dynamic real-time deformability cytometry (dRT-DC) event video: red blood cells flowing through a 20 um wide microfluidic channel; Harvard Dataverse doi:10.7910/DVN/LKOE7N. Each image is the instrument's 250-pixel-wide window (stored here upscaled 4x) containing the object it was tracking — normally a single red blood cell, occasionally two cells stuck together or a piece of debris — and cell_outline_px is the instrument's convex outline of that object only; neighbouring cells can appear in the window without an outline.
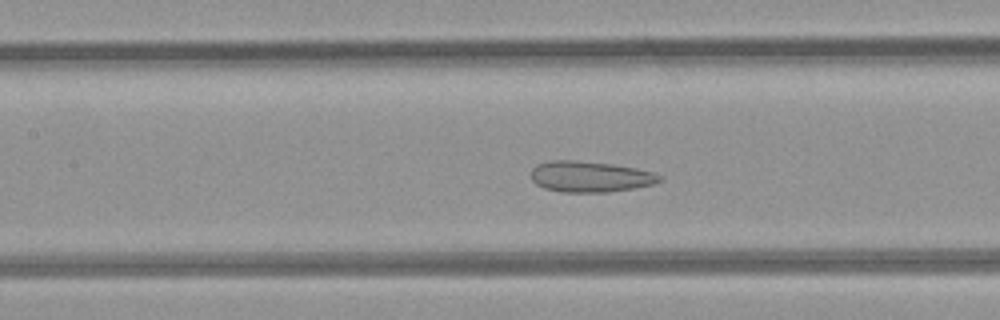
{"species": "common noctule bat (a hibernating species)", "species_latin": "Nyctalus noctula", "temperature_condition": "room temperature", "stored_images_in_passage": 30, "camera_frame_rate_fps": 3000, "um_per_image_px": 0.085, "animal": {"sex": "female", "body_mass_g": 21.9}, "frame": {"image": 1, "passage_image": 9, "time_ms": 2.667, "image_size_px": [1000, 320], "cell_outline_px": [[664, 180], [652, 184], [632, 188], [608, 192], [560, 192], [544, 188], [536, 184], [532, 180], [532, 168], [536, 164], [548, 160], [576, 160], [612, 164], [636, 168], [652, 172], [664, 176]], "centroid_in_image_um": [50.15, 15.01], "position_along_channel_um": 157.2, "area_um2": 23.29}}
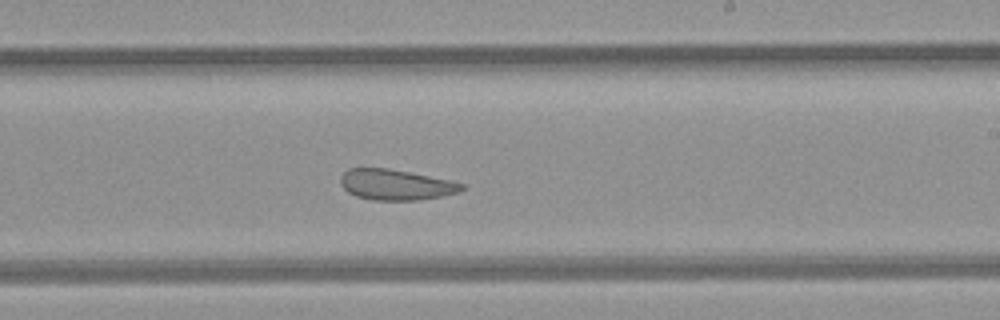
{"frame": {"image": 2, "passage_image": 16, "time_ms": 5.0, "image_size_px": [1000, 320], "cell_outline_px": [[464, 188], [460, 192], [420, 200], [372, 200], [356, 196], [348, 192], [340, 184], [340, 176], [348, 168], [388, 168], [448, 180], [464, 184]], "centroid_in_image_um": [33.6, 15.7], "position_along_channel_um": 255.4, "area_um2": 21.5}}
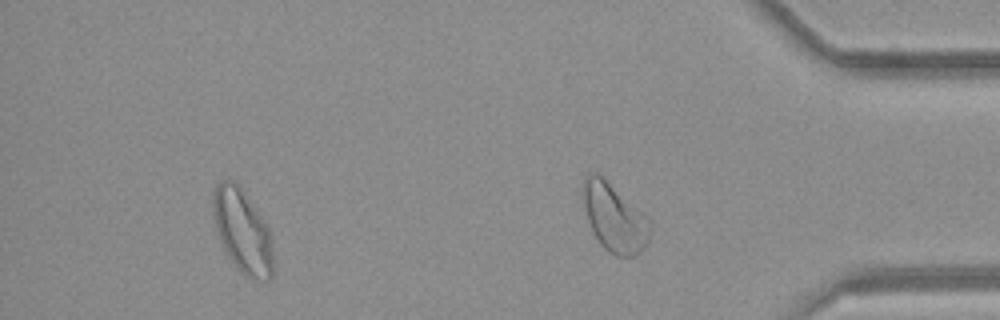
{"frame": {"image": 3, "passage_image": 26, "time_ms": 8.333, "image_size_px": [1000, 320], "cell_outline_px": [[272, 276], [268, 280], [252, 280], [244, 276], [236, 268], [228, 256], [220, 240], [216, 228], [212, 212], [212, 188], [220, 180], [232, 180], [240, 188], [264, 220], [272, 236]], "centroid_in_image_um": [20.59, 19.67], "position_along_channel_um": 414.6, "area_um2": 29.36}, "authors_computed_cell_mechanics": {"area_um2": 23.2645, "velocity_mm_per_s": 4.2211, "shape_relaxation_time_tau1_ms": null, "shape_relaxation_time_tau2_ms": 2.4163, "deformation_change_tau1": null, "deformation_change_tau2": 0.1067}}